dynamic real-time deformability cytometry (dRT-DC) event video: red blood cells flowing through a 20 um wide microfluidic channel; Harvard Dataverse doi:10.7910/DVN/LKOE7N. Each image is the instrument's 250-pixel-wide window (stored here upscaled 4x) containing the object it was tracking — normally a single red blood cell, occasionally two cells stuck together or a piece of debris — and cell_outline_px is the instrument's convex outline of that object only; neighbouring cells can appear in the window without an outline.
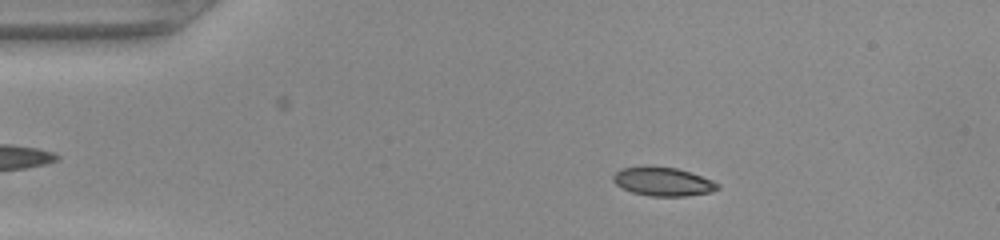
{"species": "common noctule bat (a hibernating species)", "species_latin": "Nyctalus noctula", "temperature_condition": "warm", "stored_images_in_passage": 48, "camera_frame_rate_fps": 3000, "um_per_image_px": 0.085, "animal": {"sex": "female", "body_mass_g": 22.0, "forearm_length_mm": 56.7}, "frame": {"image": 1, "passage_image": 8, "time_ms": 2.333, "image_size_px": [1000, 240], "cell_outline_px": [[720, 188], [708, 192], [684, 196], [652, 196], [632, 192], [616, 184], [612, 180], [612, 176], [620, 168], [676, 168], [712, 180], [720, 184]], "centroid_in_image_um": [56.36, 15.46], "position_along_channel_um": 28.6, "area_um2": 16.76}}
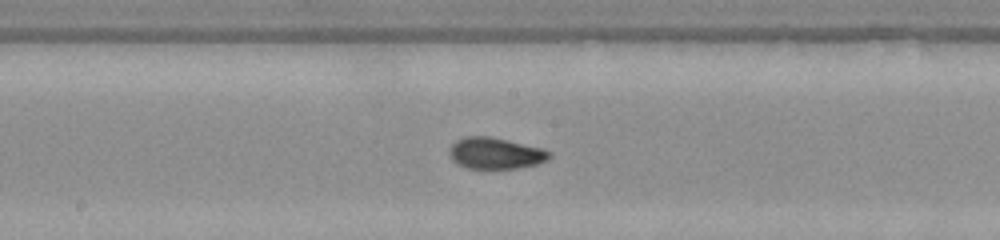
{"frame": {"image": 2, "passage_image": 25, "time_ms": 8.0, "image_size_px": [1000, 240], "cell_outline_px": [[552, 156], [548, 160], [536, 164], [520, 168], [468, 168], [456, 164], [452, 160], [448, 152], [452, 144], [456, 140], [464, 136], [492, 136], [540, 148], [552, 152]], "centroid_in_image_um": [42.1, 13.02], "position_along_channel_um": 206.1, "area_um2": 18.38}}
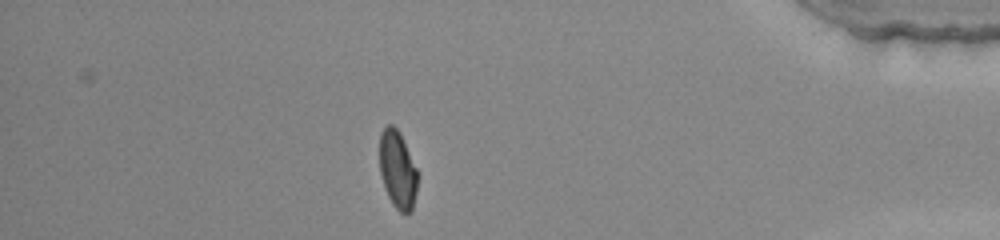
{"frame": {"image": 3, "passage_image": 42, "time_ms": 13.667, "image_size_px": [1000, 240], "cell_outline_px": [[416, 192], [412, 212], [400, 212], [392, 204], [384, 188], [380, 172], [380, 132], [388, 124], [392, 124], [400, 132], [416, 168]], "centroid_in_image_um": [33.77, 14.42], "position_along_channel_um": 401.4, "area_um2": 17.05}}